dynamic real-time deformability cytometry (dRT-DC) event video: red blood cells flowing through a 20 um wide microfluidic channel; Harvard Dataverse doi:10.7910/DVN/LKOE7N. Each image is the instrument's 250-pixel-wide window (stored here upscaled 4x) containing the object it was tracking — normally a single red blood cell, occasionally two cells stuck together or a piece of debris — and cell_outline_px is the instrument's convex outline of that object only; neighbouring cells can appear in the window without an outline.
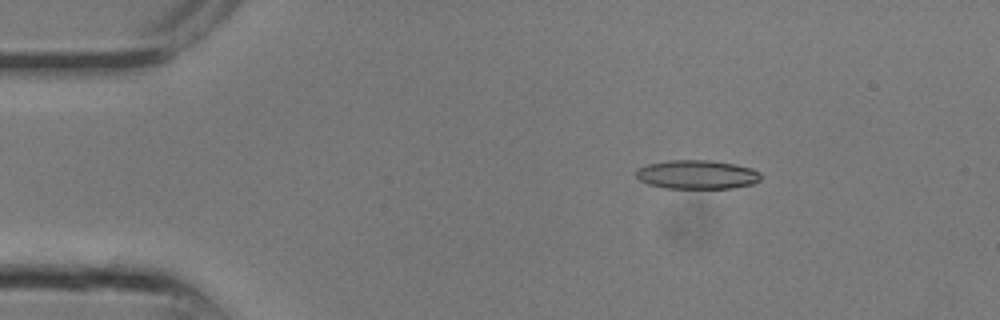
{"species": "common noctule bat (a hibernating species)", "species_latin": "Nyctalus noctula", "temperature_condition": "room temperature", "stored_images_in_passage": 16, "camera_frame_rate_fps": 3000, "um_per_image_px": 0.085, "animal": {"sex": "male", "body_mass_g": 13.3}, "frame": {"image": 1, "passage_image": 3, "time_ms": 0.667, "image_size_px": [1000, 320], "cell_outline_px": [[760, 180], [752, 184], [732, 188], [664, 188], [648, 184], [640, 180], [636, 176], [636, 168], [648, 164], [668, 160], [708, 160], [736, 164], [752, 168], [760, 172]], "centroid_in_image_um": [59.24, 14.83], "position_along_channel_um": 25.8, "area_um2": 21.1}}
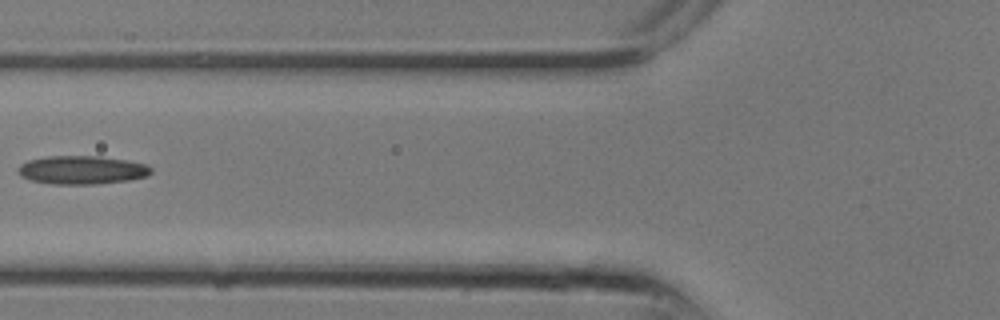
{"frame": {"image": 2, "passage_image": 9, "time_ms": 2.667, "image_size_px": [1000, 320], "cell_outline_px": [[152, 172], [148, 176], [128, 180], [96, 184], [52, 184], [32, 180], [20, 176], [16, 168], [20, 164], [28, 160], [48, 156], [100, 156], [148, 164], [152, 168]], "centroid_in_image_um": [6.96, 14.44], "position_along_channel_um": 118.8, "area_um2": 22.14}}
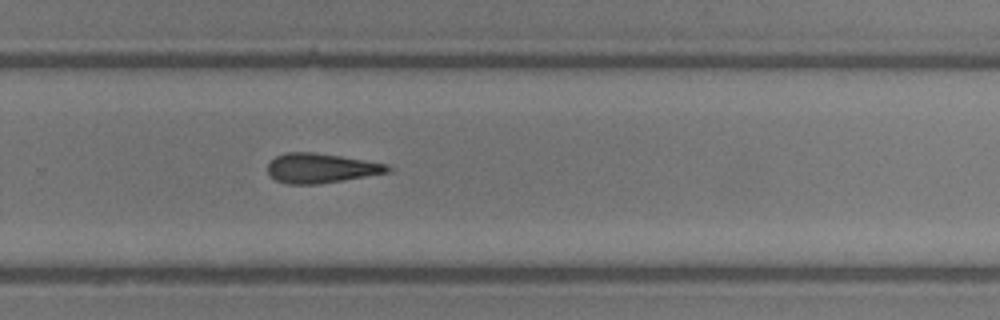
{"frame": {"image": 3, "passage_image": 16, "time_ms": 5.0, "image_size_px": [1000, 320], "cell_outline_px": [[396, 168], [392, 172], [316, 184], [288, 184], [276, 180], [268, 176], [268, 164], [276, 156], [284, 152], [312, 152], [340, 156], [388, 164]], "centroid_in_image_um": [27.31, 14.29], "position_along_channel_um": 302.5, "area_um2": 20.81}}